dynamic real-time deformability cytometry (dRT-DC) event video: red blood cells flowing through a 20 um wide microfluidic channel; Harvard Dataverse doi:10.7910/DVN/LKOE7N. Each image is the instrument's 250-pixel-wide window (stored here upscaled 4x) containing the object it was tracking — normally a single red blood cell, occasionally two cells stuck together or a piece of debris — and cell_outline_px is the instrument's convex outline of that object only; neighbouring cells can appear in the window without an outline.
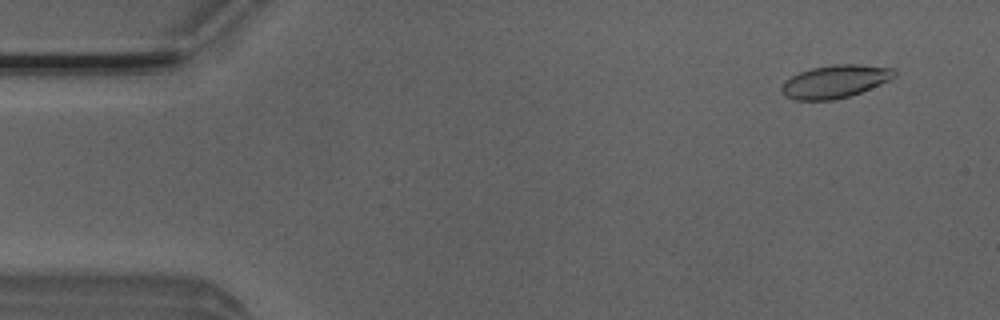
{"species": "Egyptian fruit bat (a non-hibernating species)", "species_latin": "Rousettus aegyptiacus", "temperature_condition": "room temperature", "stored_images_in_passage": 10, "camera_frame_rate_fps": 3000, "um_per_image_px": 0.085, "animal": {"sex": "male"}, "frame": {"image": 1, "passage_image": 4, "time_ms": 1.0, "image_size_px": [1000, 320], "cell_outline_px": [[896, 76], [888, 80], [860, 92], [848, 96], [832, 100], [796, 100], [784, 96], [780, 88], [784, 80], [800, 72], [812, 68], [836, 64], [860, 64], [892, 68], [896, 72]], "centroid_in_image_um": [70.94, 6.92], "position_along_channel_um": 14.1, "area_um2": 21.44}}